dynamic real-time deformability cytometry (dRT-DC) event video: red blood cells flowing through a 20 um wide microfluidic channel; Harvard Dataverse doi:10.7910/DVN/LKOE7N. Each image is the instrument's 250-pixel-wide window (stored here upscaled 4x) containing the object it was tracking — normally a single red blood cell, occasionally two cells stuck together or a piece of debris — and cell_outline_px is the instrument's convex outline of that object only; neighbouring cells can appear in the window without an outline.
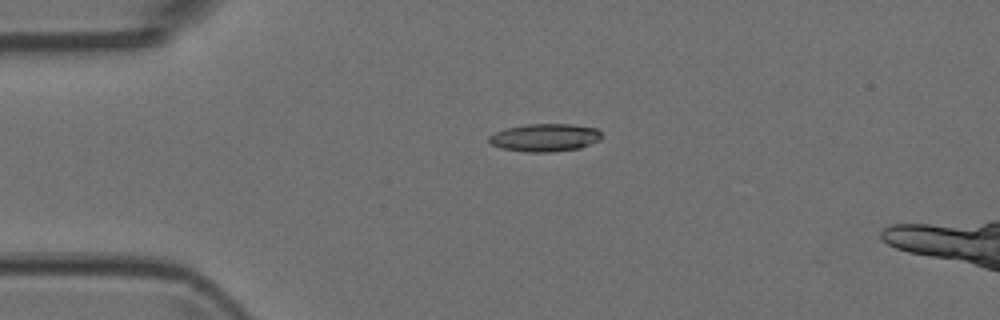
{"species": "Egyptian fruit bat (a non-hibernating species)", "species_latin": "Rousettus aegyptiacus", "temperature_condition": "room temperature", "stored_images_in_passage": 5, "camera_frame_rate_fps": 3000, "um_per_image_px": 0.085, "animal": {"sex": "female"}, "frame": {"image": 1, "passage_image": 3, "time_ms": 0.667, "image_size_px": [1000, 320], "cell_outline_px": [[600, 140], [580, 148], [552, 152], [528, 152], [500, 148], [488, 144], [488, 136], [504, 128], [524, 124], [568, 124], [596, 128], [600, 132]], "centroid_in_image_um": [46.25, 11.7], "position_along_channel_um": 38.7, "area_um2": 18.38}}